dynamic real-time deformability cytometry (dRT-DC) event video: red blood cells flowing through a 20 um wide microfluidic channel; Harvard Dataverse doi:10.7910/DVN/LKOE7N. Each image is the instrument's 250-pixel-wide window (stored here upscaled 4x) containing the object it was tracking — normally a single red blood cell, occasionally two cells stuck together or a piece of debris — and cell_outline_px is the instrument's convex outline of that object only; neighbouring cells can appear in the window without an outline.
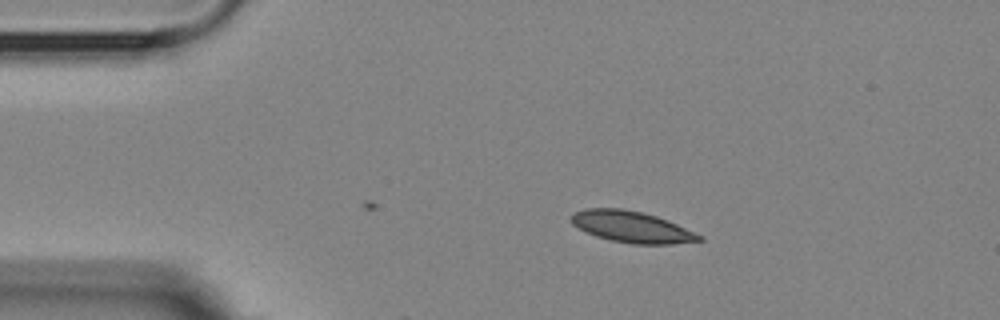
{"species": "Egyptian fruit bat (a non-hibernating species)", "species_latin": "Rousettus aegyptiacus", "temperature_condition": "room temperature", "stored_images_in_passage": 3, "camera_frame_rate_fps": 3000, "um_per_image_px": 0.085, "animal": {"sex": "female"}, "frame": {"image": 1, "passage_image": 3, "time_ms": 2.333, "image_size_px": [1000, 320], "cell_outline_px": [[704, 240], [672, 244], [632, 244], [612, 240], [596, 236], [572, 224], [572, 216], [576, 212], [584, 208], [624, 208], [656, 216], [668, 220], [704, 236]], "centroid_in_image_um": [53.74, 19.28], "position_along_channel_um": 31.3, "area_um2": 23.18}}